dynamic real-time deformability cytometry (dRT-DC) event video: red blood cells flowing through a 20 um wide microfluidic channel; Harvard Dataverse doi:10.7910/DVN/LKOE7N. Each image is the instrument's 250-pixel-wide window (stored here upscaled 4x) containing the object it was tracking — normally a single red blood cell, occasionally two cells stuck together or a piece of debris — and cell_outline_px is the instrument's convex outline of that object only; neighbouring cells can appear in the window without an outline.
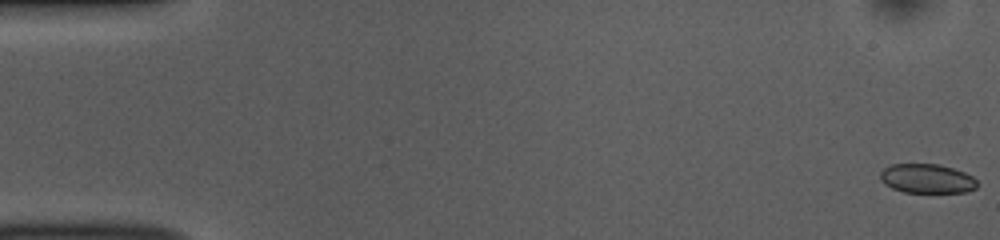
{"species": "common noctule bat (a hibernating species)", "species_latin": "Nyctalus noctula", "temperature_condition": "room temperature", "stored_images_in_passage": 52, "camera_frame_rate_fps": 3000, "um_per_image_px": 0.085, "animal": {"sex": "female", "body_mass_g": 10.0, "forearm_length_mm": 53.1}, "frame": {"image": 1, "passage_image": 1, "time_ms": 0.0, "image_size_px": [1000, 240], "cell_outline_px": [[976, 188], [964, 192], [904, 192], [892, 188], [884, 184], [880, 180], [880, 172], [884, 168], [892, 164], [940, 164], [964, 172], [972, 176], [976, 180]], "centroid_in_image_um": [78.76, 15.17], "position_along_channel_um": 6.2, "area_um2": 16.47}}
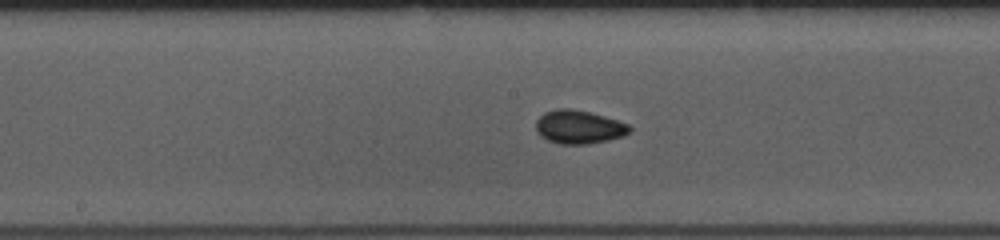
{"frame": {"image": 2, "passage_image": 27, "time_ms": 8.667, "image_size_px": [1000, 240], "cell_outline_px": [[632, 128], [624, 136], [608, 140], [588, 144], [560, 144], [548, 140], [540, 136], [536, 132], [536, 120], [544, 112], [556, 108], [572, 108], [604, 116], [628, 124]], "centroid_in_image_um": [49.17, 10.79], "position_along_channel_um": 199.0, "area_um2": 18.32}}
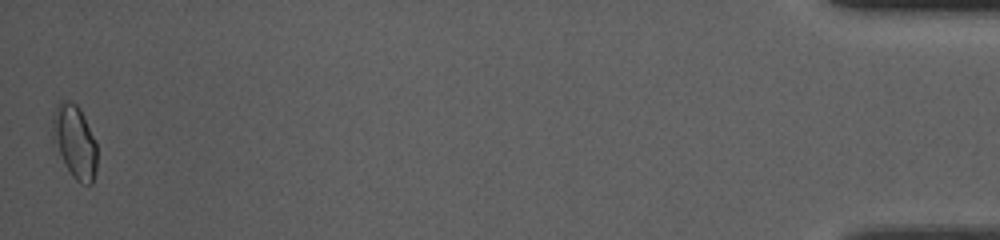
{"frame": {"image": 3, "passage_image": 52, "time_ms": 17.0, "image_size_px": [1000, 240], "cell_outline_px": [[96, 168], [92, 184], [80, 184], [72, 176], [52, 136], [52, 112], [56, 104], [60, 100], [68, 100], [76, 104], [80, 108], [96, 140]], "centroid_in_image_um": [6.36, 11.98], "position_along_channel_um": 428.8, "area_um2": 18.84}, "authors_computed_cell_mechanics": {"area_um2": 16.9354, "velocity_mm_per_s": 3.8614, "shape_relaxation_time_tau1_ms": 3.4173, "shape_relaxation_time_tau2_ms": 3.3729, "deformation_change_tau1": 0.0725, "deformation_change_tau2": 0.044}}